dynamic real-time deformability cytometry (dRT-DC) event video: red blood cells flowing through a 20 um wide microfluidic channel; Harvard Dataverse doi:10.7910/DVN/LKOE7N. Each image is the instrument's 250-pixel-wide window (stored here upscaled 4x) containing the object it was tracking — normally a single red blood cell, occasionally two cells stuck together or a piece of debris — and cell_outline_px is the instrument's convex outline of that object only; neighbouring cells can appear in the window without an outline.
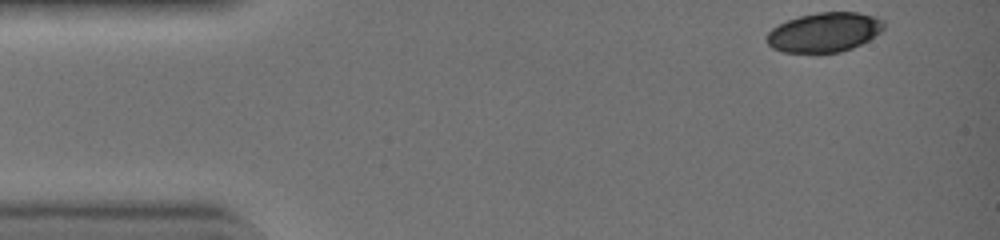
{"species": "common noctule bat (a hibernating species)", "species_latin": "Nyctalus noctula", "temperature_condition": "warm", "stored_images_in_passage": 9, "camera_frame_rate_fps": 3000, "um_per_image_px": 0.085, "animal": {"sex": "female", "body_mass_g": 19.0, "forearm_length_mm": 51.5}, "frame": {"image": 1, "passage_image": 1, "time_ms": 0.0, "image_size_px": [1000, 240], "cell_outline_px": [[884, 28], [880, 32], [868, 40], [852, 48], [840, 52], [784, 52], [772, 48], [768, 44], [768, 32], [772, 28], [788, 20], [800, 16], [816, 12], [856, 12], [872, 16], [884, 20]], "centroid_in_image_um": [70.08, 2.74], "position_along_channel_um": 14.9, "area_um2": 26.65}}